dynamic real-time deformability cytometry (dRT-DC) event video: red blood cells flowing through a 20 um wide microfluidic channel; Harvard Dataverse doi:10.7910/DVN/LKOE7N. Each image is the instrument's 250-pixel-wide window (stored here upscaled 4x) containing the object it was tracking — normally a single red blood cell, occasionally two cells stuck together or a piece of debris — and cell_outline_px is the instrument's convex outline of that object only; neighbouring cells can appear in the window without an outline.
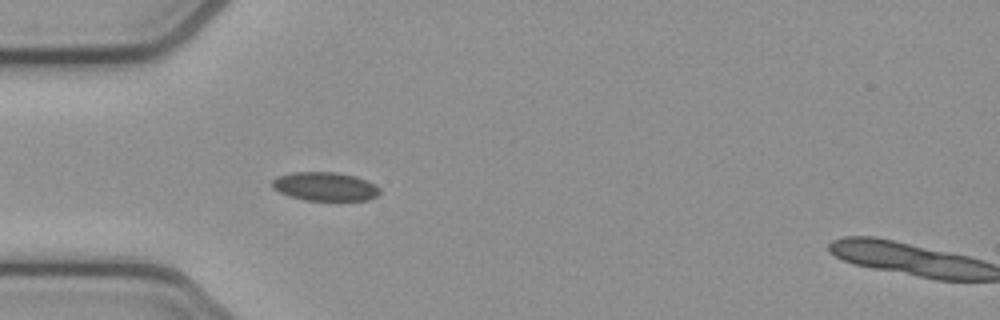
{"species": "common noctule bat (a hibernating species)", "species_latin": "Nyctalus noctula", "temperature_condition": "cold", "stored_images_in_passage": 4, "camera_frame_rate_fps": 3000, "um_per_image_px": 0.085, "animal": {"sex": "female", "body_mass_g": 21.9}, "frame": {"image": 1, "passage_image": 3, "time_ms": 0.667, "image_size_px": [1000, 320], "cell_outline_px": [[380, 192], [376, 196], [368, 200], [304, 200], [288, 196], [272, 188], [272, 180], [276, 176], [292, 172], [336, 172], [356, 176], [368, 180], [376, 184], [380, 188]], "centroid_in_image_um": [27.63, 15.84], "position_along_channel_um": 57.4, "area_um2": 18.21}}